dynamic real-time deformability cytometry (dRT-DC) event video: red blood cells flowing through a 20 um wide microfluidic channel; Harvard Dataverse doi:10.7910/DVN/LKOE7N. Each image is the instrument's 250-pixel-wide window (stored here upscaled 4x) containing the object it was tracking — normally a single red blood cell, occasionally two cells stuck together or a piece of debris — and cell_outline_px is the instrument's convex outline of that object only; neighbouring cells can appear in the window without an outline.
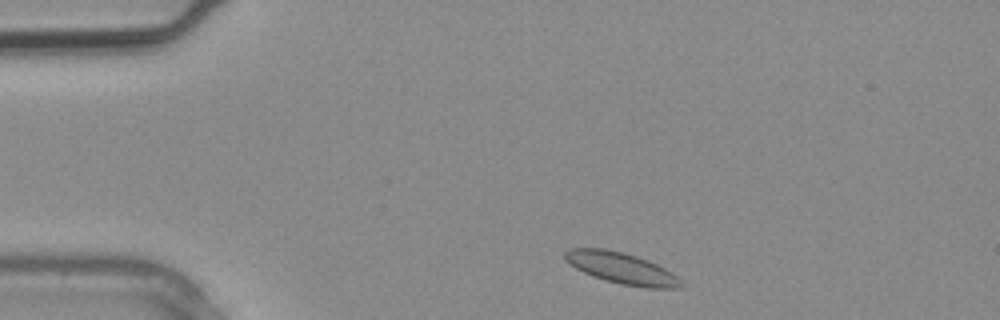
{"species": "common noctule bat (a hibernating species)", "species_latin": "Nyctalus noctula", "temperature_condition": "warm", "stored_images_in_passage": 2, "camera_frame_rate_fps": 3000, "um_per_image_px": 0.085, "animal": {"sex": "male", "body_mass_g": 20.4}, "frame": {"image": 1, "passage_image": 1, "time_ms": 0.0, "image_size_px": [1000, 320], "cell_outline_px": [[684, 284], [680, 288], [648, 288], [620, 284], [604, 280], [592, 276], [568, 264], [564, 260], [564, 252], [568, 248], [604, 248], [636, 256], [648, 260], [672, 272]], "centroid_in_image_um": [52.8, 22.8], "position_along_channel_um": 32.2, "area_um2": 21.21}}
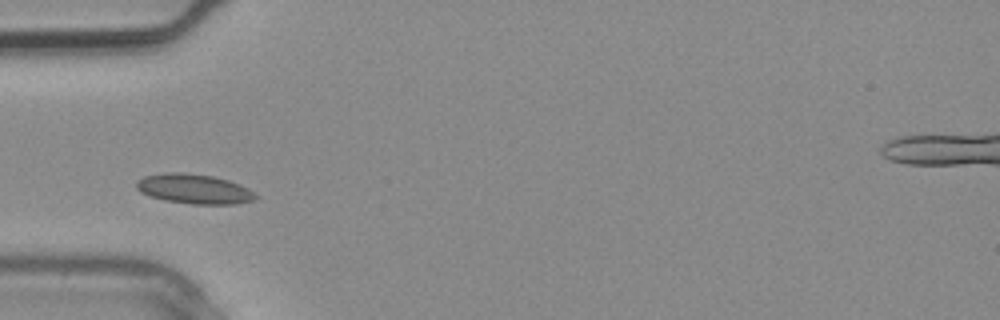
{"frame": {"image": 2, "passage_image": 2, "time_ms": 0.333, "image_size_px": [1000, 320], "cell_outline_px": [[260, 196], [256, 200], [236, 204], [192, 204], [164, 200], [140, 192], [136, 188], [136, 180], [144, 176], [164, 172], [184, 172], [212, 176], [228, 180], [240, 184], [248, 188]], "centroid_in_image_um": [16.52, 16.05], "position_along_channel_um": 68.5, "area_um2": 20.87}}